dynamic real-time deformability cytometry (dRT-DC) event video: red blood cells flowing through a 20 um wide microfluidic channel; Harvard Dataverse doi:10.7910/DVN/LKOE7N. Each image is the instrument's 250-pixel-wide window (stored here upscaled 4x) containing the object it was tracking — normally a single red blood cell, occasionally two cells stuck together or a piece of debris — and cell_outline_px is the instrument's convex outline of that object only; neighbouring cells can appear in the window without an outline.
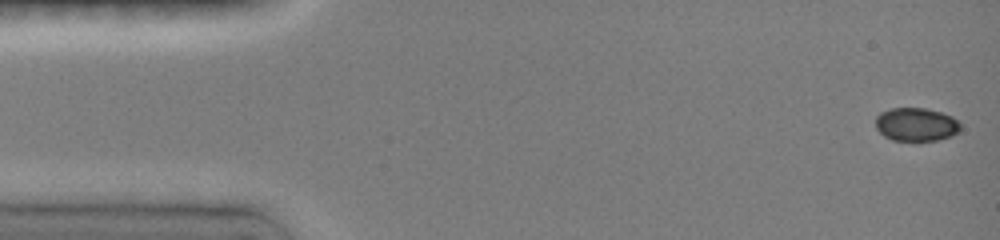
{"species": "common noctule bat (a hibernating species)", "species_latin": "Nyctalus noctula", "temperature_condition": "room temperature", "stored_images_in_passage": 12, "camera_frame_rate_fps": 3000, "um_per_image_px": 0.085, "animal": {"sex": "female", "body_mass_g": 19.0, "forearm_length_mm": 51.5}, "frame": {"image": 1, "passage_image": 1, "time_ms": 0.0, "image_size_px": [1000, 240], "cell_outline_px": [[960, 128], [952, 136], [936, 140], [892, 140], [884, 136], [876, 128], [876, 116], [880, 112], [892, 108], [924, 108], [940, 112], [952, 116], [960, 124]], "centroid_in_image_um": [77.85, 10.57], "position_along_channel_um": 7.2, "area_um2": 16.36}}
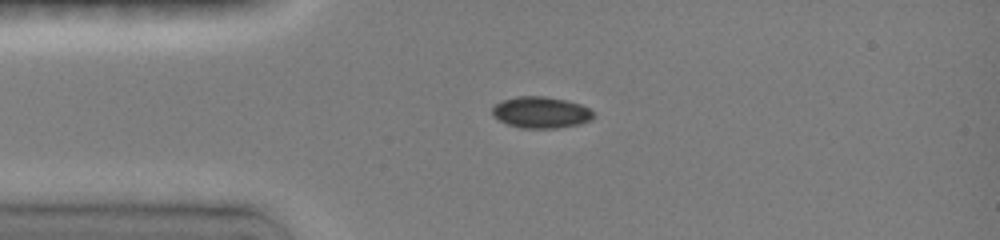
{"frame": {"image": 2, "passage_image": 7, "time_ms": 3.333, "image_size_px": [1000, 240], "cell_outline_px": [[596, 116], [592, 120], [580, 124], [556, 128], [520, 128], [508, 124], [492, 116], [492, 108], [500, 100], [516, 96], [544, 96], [564, 100], [580, 104], [588, 108]], "centroid_in_image_um": [45.97, 9.55], "position_along_channel_um": 39.0, "area_um2": 18.61}}
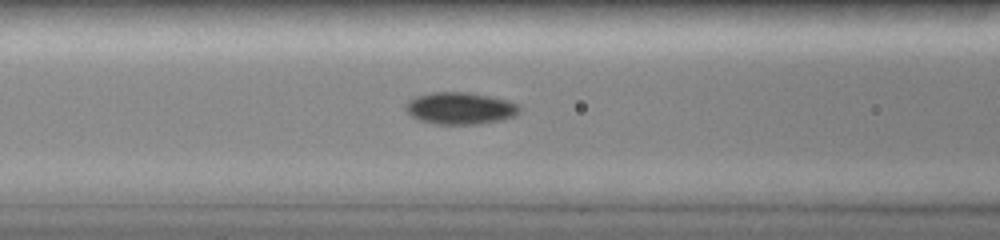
{"frame": {"image": 3, "passage_image": 12, "time_ms": 6.0, "image_size_px": [1000, 240], "cell_outline_px": [[520, 112], [516, 116], [504, 120], [480, 124], [432, 124], [420, 120], [412, 116], [404, 108], [404, 104], [408, 100], [416, 96], [432, 92], [464, 92], [488, 96], [508, 100], [516, 104], [520, 108]], "centroid_in_image_um": [39.11, 9.21], "position_along_channel_um": 127.5, "area_um2": 21.39}}